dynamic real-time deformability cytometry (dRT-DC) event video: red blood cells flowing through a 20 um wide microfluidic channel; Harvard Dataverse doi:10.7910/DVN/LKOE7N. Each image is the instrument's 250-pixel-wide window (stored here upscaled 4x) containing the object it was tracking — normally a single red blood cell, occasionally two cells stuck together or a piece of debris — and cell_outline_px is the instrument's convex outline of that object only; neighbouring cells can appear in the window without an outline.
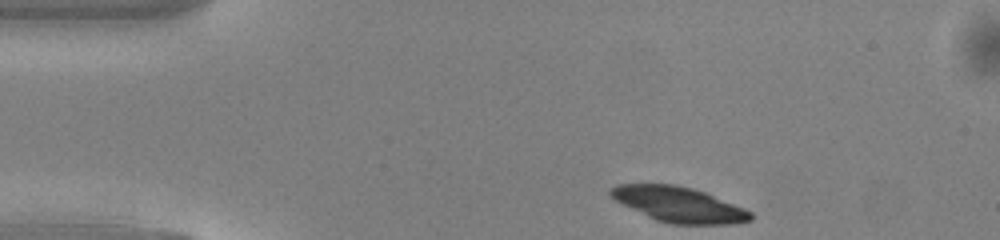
{"species": "common noctule bat (a hibernating species)", "species_latin": "Nyctalus noctula", "temperature_condition": "warm", "stored_images_in_passage": 42, "camera_frame_rate_fps": 3000, "um_per_image_px": 0.085, "animal": {"sex": "male", "body_mass_g": 13.0, "forearm_length_mm": 53.1}, "frame": {"image": 1, "passage_image": 1, "time_ms": 0.0, "image_size_px": [1000, 240], "cell_outline_px": [[752, 220], [732, 224], [672, 224], [656, 220], [616, 200], [608, 192], [616, 184], [676, 184], [692, 188], [704, 192], [744, 208], [752, 212]], "centroid_in_image_um": [57.73, 17.38], "position_along_channel_um": 27.3, "area_um2": 28.32}}
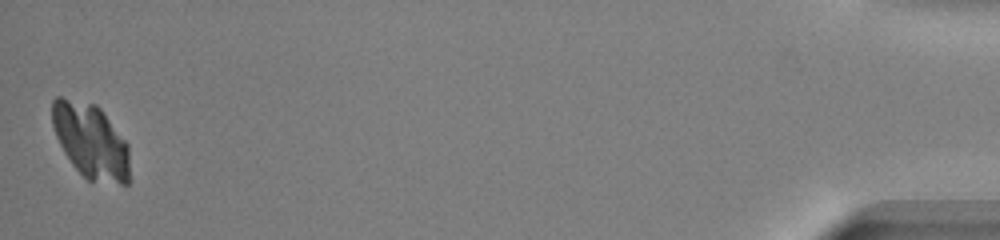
{"frame": {"image": 2, "passage_image": 42, "time_ms": 13.667, "image_size_px": [1000, 240], "cell_outline_px": [[128, 184], [120, 184], [88, 180], [72, 164], [64, 152], [56, 136], [52, 124], [52, 100], [56, 96], [60, 96], [96, 104], [100, 108], [128, 144]], "centroid_in_image_um": [7.69, 11.96], "position_along_channel_um": 427.5, "area_um2": 33.64}}